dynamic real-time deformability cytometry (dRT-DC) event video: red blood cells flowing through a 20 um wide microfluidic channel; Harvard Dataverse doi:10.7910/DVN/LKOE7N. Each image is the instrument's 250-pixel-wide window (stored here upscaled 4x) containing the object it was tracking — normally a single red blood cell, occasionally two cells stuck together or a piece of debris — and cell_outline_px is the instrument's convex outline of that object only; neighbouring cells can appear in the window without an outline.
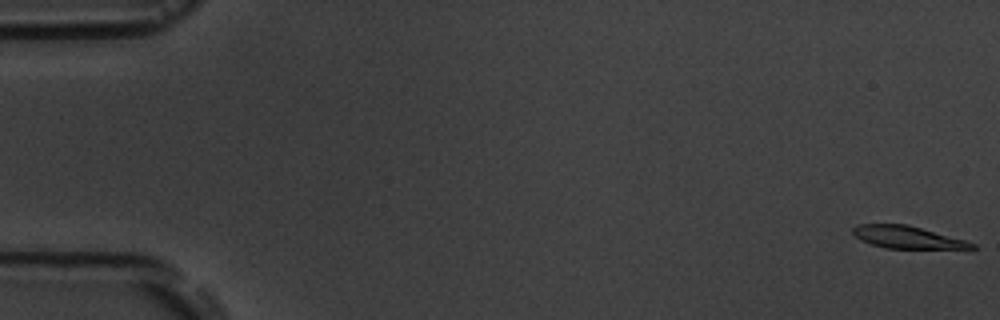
{"species": "common noctule bat (a hibernating species)", "species_latin": "Nyctalus noctula", "temperature_condition": "room temperature", "stored_images_in_passage": 6, "camera_frame_rate_fps": 3000, "um_per_image_px": 0.085, "animal": {"sex": "male", "body_mass_g": 19.5, "forearm_length_mm": 54.6}, "frame": {"image": 1, "passage_image": 1, "time_ms": 0.0, "image_size_px": [1000, 320], "cell_outline_px": [[976, 248], [884, 248], [860, 240], [852, 232], [852, 228], [860, 224], [908, 224], [964, 240], [976, 244]], "centroid_in_image_um": [77.08, 20.15], "position_along_channel_um": 7.9, "area_um2": 15.2}}